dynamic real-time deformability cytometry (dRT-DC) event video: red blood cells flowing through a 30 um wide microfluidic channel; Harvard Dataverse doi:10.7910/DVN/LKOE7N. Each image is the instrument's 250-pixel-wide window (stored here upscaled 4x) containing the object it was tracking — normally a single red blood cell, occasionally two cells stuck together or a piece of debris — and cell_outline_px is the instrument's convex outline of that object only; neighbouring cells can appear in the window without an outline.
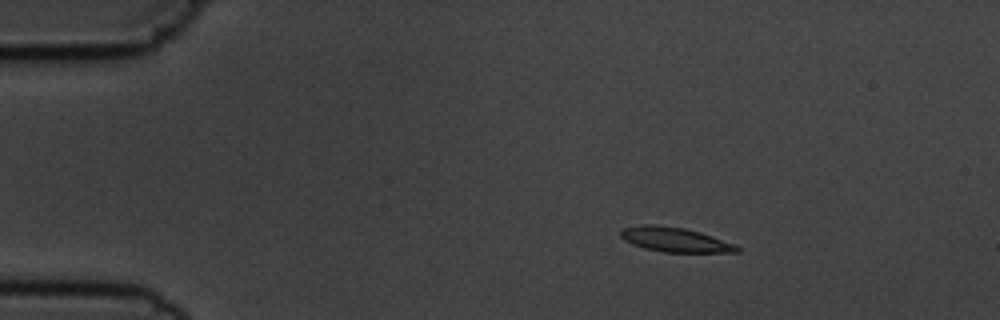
{"species": "common noctule bat (a hibernating species)", "species_latin": "Nyctalus noctula", "temperature_condition": "cold", "stored_images_in_passage": 4, "camera_frame_rate_fps": 3000, "um_per_image_px": 0.085, "animal": {"sex": "male", "body_mass_g": 19.5, "forearm_length_mm": 54.6}, "frame": {"image": 1, "passage_image": 2, "time_ms": 2.0, "image_size_px": [1000, 320], "cell_outline_px": [[740, 252], [664, 252], [644, 248], [632, 244], [624, 240], [620, 236], [620, 232], [624, 228], [640, 224], [652, 224], [684, 228], [700, 232], [736, 244], [740, 248]], "centroid_in_image_um": [57.37, 20.37], "position_along_channel_um": 27.6, "area_um2": 16.65}}